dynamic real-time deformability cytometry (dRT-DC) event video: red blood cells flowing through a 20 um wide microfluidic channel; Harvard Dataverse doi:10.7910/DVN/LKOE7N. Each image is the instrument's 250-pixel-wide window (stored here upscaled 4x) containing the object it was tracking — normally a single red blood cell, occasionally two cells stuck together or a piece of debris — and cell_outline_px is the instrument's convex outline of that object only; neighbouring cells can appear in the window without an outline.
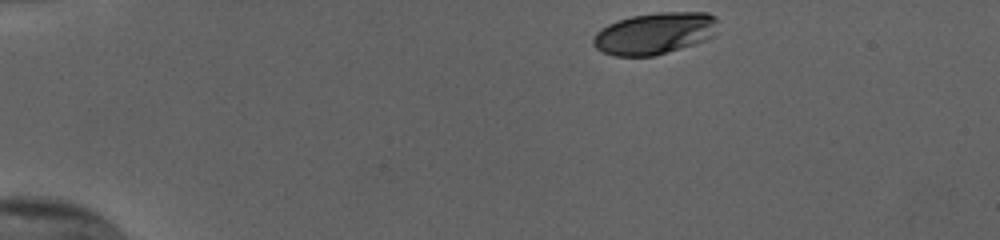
{"species": "human", "species_latin": "Homo sapiens", "temperature_condition": "cold", "stored_images_in_passage": 38, "camera_frame_rate_fps": 3000, "um_per_image_px": 0.085, "donor": {"sex": "female"}, "frame": {"image": 1, "passage_image": 1, "time_ms": 0.0, "image_size_px": [1000, 240], "cell_outline_px": [[716, 32], [712, 36], [704, 40], [680, 48], [652, 56], [616, 56], [604, 52], [596, 48], [592, 44], [592, 40], [596, 32], [600, 28], [608, 24], [632, 16], [656, 12], [708, 12], [716, 16]], "centroid_in_image_um": [55.63, 2.82], "position_along_channel_um": 29.4, "area_um2": 30.17}}
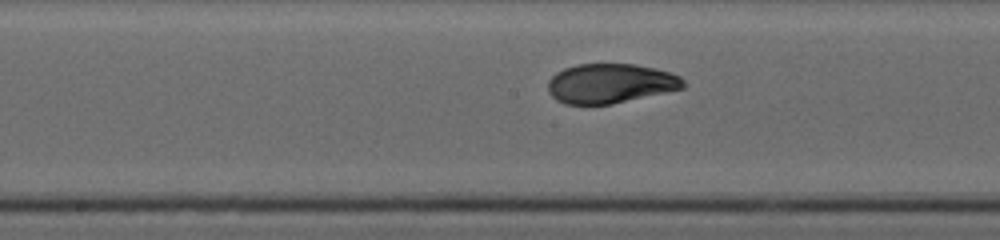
{"frame": {"image": 2, "passage_image": 21, "time_ms": 6.667, "image_size_px": [1000, 240], "cell_outline_px": [[688, 84], [684, 88], [612, 104], [564, 104], [556, 100], [548, 92], [548, 80], [556, 72], [564, 68], [576, 64], [636, 64], [668, 72], [680, 76]], "centroid_in_image_um": [51.87, 7.09], "position_along_channel_um": 196.3, "area_um2": 31.27}}
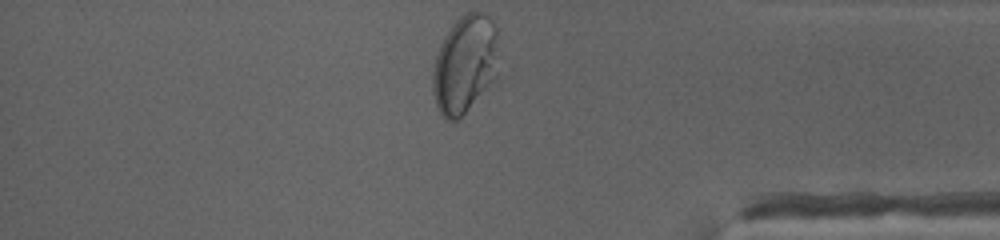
{"frame": {"image": 3, "passage_image": 38, "time_ms": 12.333, "image_size_px": [1000, 240], "cell_outline_px": [[500, 76], [456, 120], [444, 120], [436, 104], [432, 92], [432, 72], [436, 56], [440, 44], [444, 36], [452, 24], [460, 16], [468, 12], [484, 12], [492, 20], [496, 28]], "centroid_in_image_um": [39.54, 5.45], "position_along_channel_um": 395.7, "area_um2": 38.21}, "authors_computed_cell_mechanics": {"area_um2": 32.0501, "velocity_mm_per_s": 3.8073, "shape_relaxation_time_tau1_ms": 6.7892, "shape_relaxation_time_tau2_ms": null, "deformation_change_tau1": 0.2242, "deformation_change_tau2": null}}